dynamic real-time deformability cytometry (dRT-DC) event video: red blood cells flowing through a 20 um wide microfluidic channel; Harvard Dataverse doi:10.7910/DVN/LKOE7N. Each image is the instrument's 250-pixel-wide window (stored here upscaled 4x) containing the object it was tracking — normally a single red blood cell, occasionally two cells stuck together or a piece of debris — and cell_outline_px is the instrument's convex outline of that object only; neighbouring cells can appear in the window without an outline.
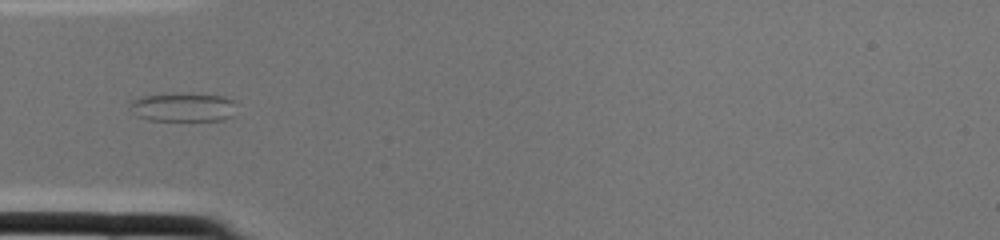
{"species": "common noctule bat (a hibernating species)", "species_latin": "Nyctalus noctula", "temperature_condition": "cold", "stored_images_in_passage": 3, "camera_frame_rate_fps": 3000, "um_per_image_px": 0.085, "animal": {"sex": "female", "body_mass_g": 22.0, "forearm_length_mm": 56.7}, "frame": {"image": 1, "passage_image": 3, "time_ms": 0.667, "image_size_px": [1000, 240], "cell_outline_px": [[236, 100], [232, 116], [224, 120], [148, 120], [136, 116], [132, 112], [128, 104], [128, 100], [140, 96], [224, 96]], "centroid_in_image_um": [15.52, 9.16], "position_along_channel_um": 69.5, "area_um2": 17.22}}